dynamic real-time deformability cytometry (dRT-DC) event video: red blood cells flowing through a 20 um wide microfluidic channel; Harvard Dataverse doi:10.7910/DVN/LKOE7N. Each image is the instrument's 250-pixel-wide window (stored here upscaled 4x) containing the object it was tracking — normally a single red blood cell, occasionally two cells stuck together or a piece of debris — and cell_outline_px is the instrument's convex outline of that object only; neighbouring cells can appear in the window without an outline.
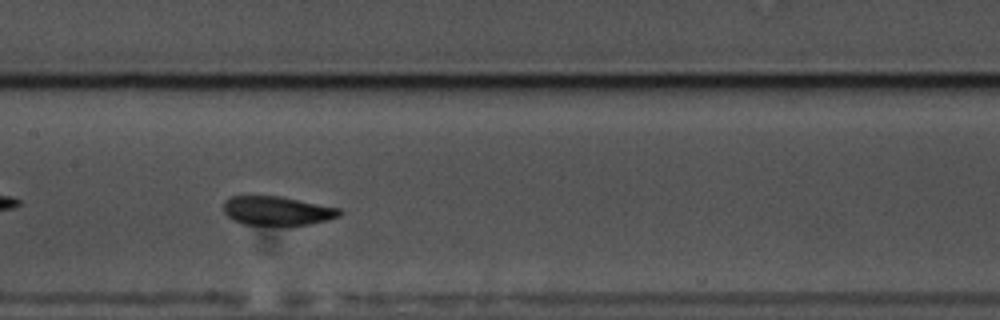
{"species": "common noctule bat (a hibernating species)", "species_latin": "Nyctalus noctula", "temperature_condition": "warm", "stored_images_in_passage": 42, "camera_frame_rate_fps": 3000, "um_per_image_px": 0.085, "animal": {"sex": "male", "body_mass_g": 17.5, "forearm_length_mm": 52.3}, "frame": {"image": 1, "passage_image": 13, "time_ms": 4.0, "image_size_px": [1000, 320], "cell_outline_px": [[344, 212], [340, 216], [308, 224], [288, 228], [240, 224], [232, 220], [224, 212], [224, 200], [228, 196], [280, 196], [340, 208]], "centroid_in_image_um": [23.53, 17.96], "position_along_channel_um": 183.9, "area_um2": 20.4}}
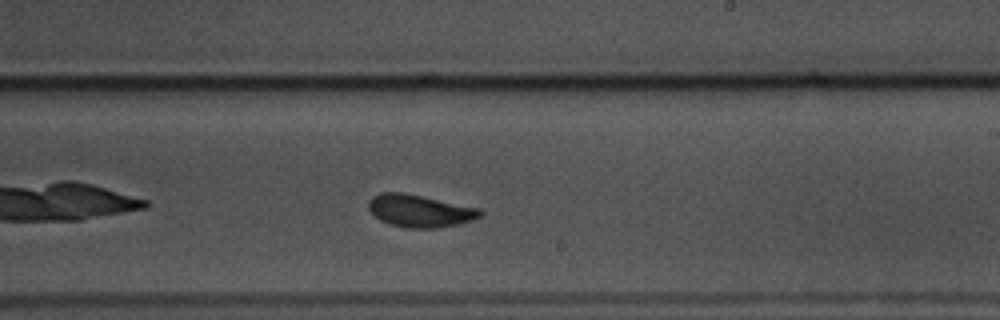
{"frame": {"image": 2, "passage_image": 19, "time_ms": 6.0, "image_size_px": [1000, 320], "cell_outline_px": [[484, 212], [480, 216], [456, 224], [436, 228], [408, 228], [388, 224], [380, 220], [368, 208], [368, 200], [372, 196], [380, 192], [404, 192], [480, 208]], "centroid_in_image_um": [35.64, 17.91], "position_along_channel_um": 253.4, "area_um2": 21.04}, "authors_computed_cell_mechanics": {"area_um2": 20.7502, "velocity_mm_per_s": 3.4846, "shape_relaxation_time_tau1_ms": 3.0405, "shape_relaxation_time_tau2_ms": 0.9493, "deformation_change_tau1": 0.1119, "deformation_change_tau2": 0.0496}}